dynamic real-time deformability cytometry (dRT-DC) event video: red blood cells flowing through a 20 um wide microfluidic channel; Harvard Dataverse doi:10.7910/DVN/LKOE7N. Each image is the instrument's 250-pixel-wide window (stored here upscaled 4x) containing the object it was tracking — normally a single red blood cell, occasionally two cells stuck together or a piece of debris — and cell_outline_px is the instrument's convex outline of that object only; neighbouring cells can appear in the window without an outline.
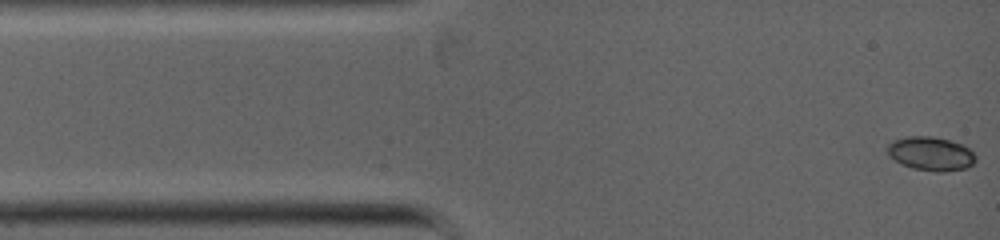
{"species": "common noctule bat (a hibernating species)", "species_latin": "Nyctalus noctula", "temperature_condition": "warm", "stored_images_in_passage": 39, "camera_frame_rate_fps": 5000, "um_per_image_px": 0.085, "animal": {"sex": "female", "body_mass_g": 19.0, "forearm_length_mm": 53.3}, "frame": {"image": 1, "passage_image": 1, "time_ms": 0.0, "image_size_px": [1000, 240], "cell_outline_px": [[976, 160], [968, 168], [944, 172], [936, 172], [912, 168], [888, 156], [888, 144], [892, 140], [908, 136], [932, 136], [948, 140], [960, 144], [968, 148], [976, 156]], "centroid_in_image_um": [79.12, 13.07], "position_along_channel_um": 5.9, "area_um2": 17.34}}
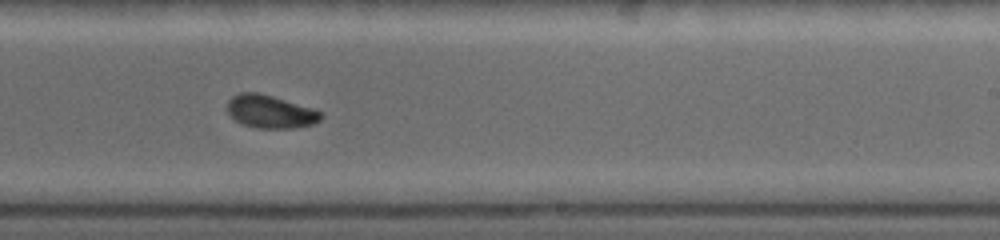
{"frame": {"image": 2, "passage_image": 20, "time_ms": 6.6, "image_size_px": [1000, 240], "cell_outline_px": [[324, 116], [320, 120], [312, 124], [292, 128], [256, 128], [244, 124], [236, 120], [228, 112], [228, 100], [232, 96], [240, 92], [256, 92], [272, 96], [312, 108], [320, 112]], "centroid_in_image_um": [22.97, 9.48], "position_along_channel_um": 266.0, "area_um2": 17.74}}
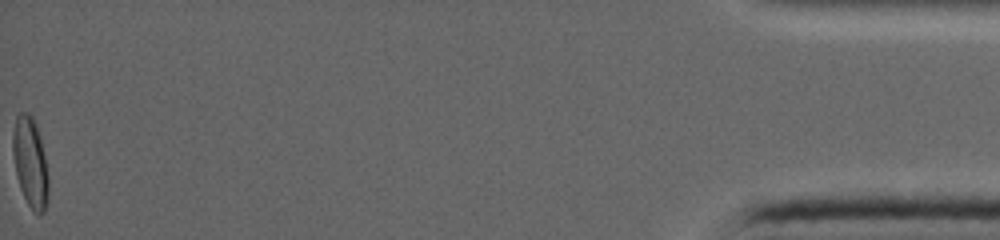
{"frame": {"image": 3, "passage_image": 39, "time_ms": 12.8, "image_size_px": [1000, 240], "cell_outline_px": [[48, 200], [44, 212], [40, 216], [28, 204], [20, 188], [16, 176], [12, 152], [12, 132], [16, 116], [20, 112], [28, 112], [32, 116], [36, 124], [40, 136], [48, 176]], "centroid_in_image_um": [2.56, 13.78], "position_along_channel_um": 432.6, "area_um2": 18.79}}